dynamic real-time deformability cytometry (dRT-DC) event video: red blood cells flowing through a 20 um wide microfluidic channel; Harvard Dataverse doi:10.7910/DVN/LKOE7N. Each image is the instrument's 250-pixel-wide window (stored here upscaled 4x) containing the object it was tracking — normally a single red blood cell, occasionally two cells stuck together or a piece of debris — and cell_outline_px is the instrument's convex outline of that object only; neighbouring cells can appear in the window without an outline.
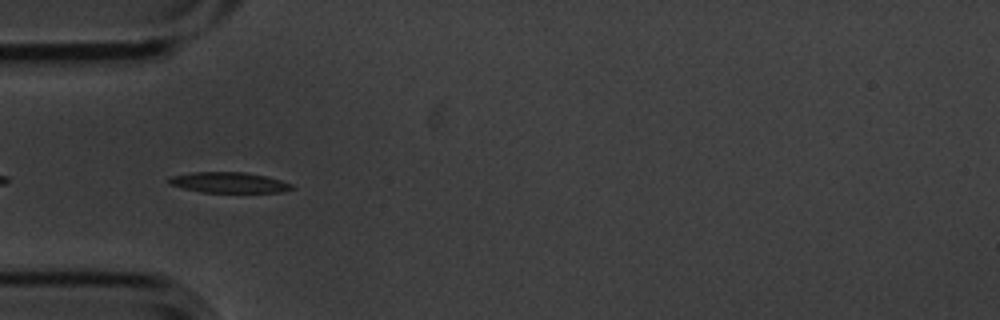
{"species": "common noctule bat (a hibernating species)", "species_latin": "Nyctalus noctula", "temperature_condition": "cold", "stored_images_in_passage": 7, "segment_of_instrument_passage": [2, 2], "camera_frame_rate_fps": 3000, "um_per_image_px": 0.085, "animal": {"sex": "male", "body_mass_g": 20.1, "forearm_length_mm": 53.5}, "frame": {"image": 1, "passage_image": 5, "time_ms": 1.333, "image_size_px": [1000, 320], "cell_outline_px": [[296, 188], [280, 192], [200, 192], [168, 184], [168, 180], [172, 176], [192, 172], [244, 172], [264, 176], [280, 180], [292, 184]], "centroid_in_image_um": [19.45, 15.51], "position_along_channel_um": 65.5, "area_um2": 14.62}}
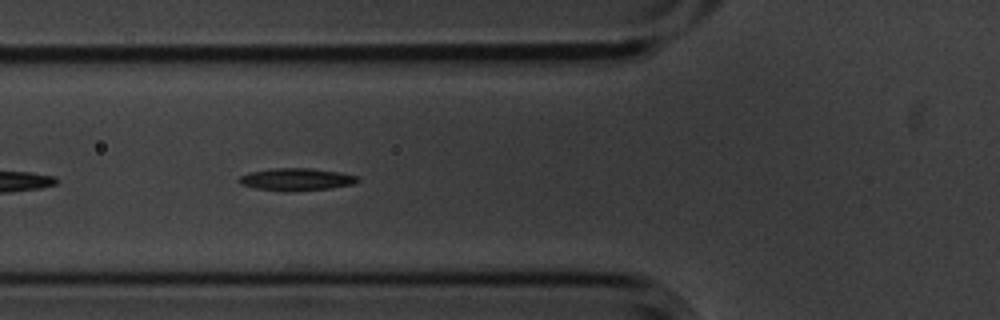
{"frame": {"image": 2, "passage_image": 6, "time_ms": 1.667, "image_size_px": [1000, 320], "cell_outline_px": [[360, 180], [352, 184], [332, 188], [284, 192], [256, 188], [240, 184], [236, 180], [240, 176], [248, 172], [272, 168], [312, 168], [340, 172], [360, 176]], "centroid_in_image_um": [25.18, 15.24], "position_along_channel_um": 100.6, "area_um2": 15.72}}